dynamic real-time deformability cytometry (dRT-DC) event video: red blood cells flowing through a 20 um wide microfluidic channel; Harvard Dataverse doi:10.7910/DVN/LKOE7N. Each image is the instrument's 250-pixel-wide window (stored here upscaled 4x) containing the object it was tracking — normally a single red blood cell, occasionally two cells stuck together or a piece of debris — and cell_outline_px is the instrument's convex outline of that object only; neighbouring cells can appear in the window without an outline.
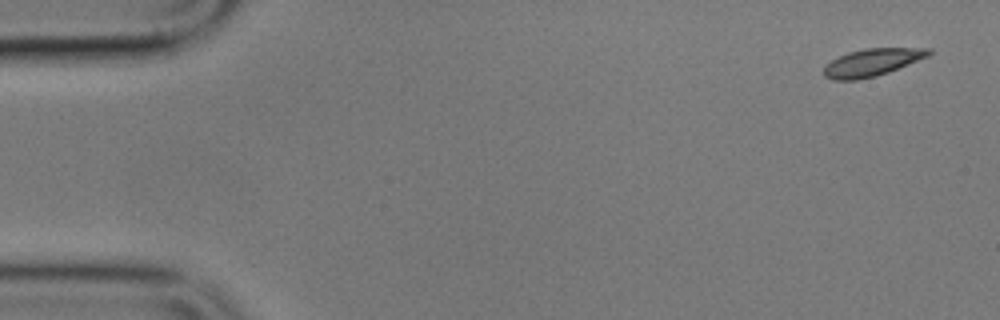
{"species": "common noctule bat (a hibernating species)", "species_latin": "Nyctalus noctula", "temperature_condition": "cold", "stored_images_in_passage": 5, "camera_frame_rate_fps": 3000, "um_per_image_px": 0.085, "animal": {"sex": "male", "body_mass_g": 17.9}, "frame": {"image": 1, "passage_image": 1, "time_ms": 0.0, "image_size_px": [1000, 320], "cell_outline_px": [[932, 52], [928, 56], [888, 72], [876, 76], [856, 80], [832, 80], [824, 76], [824, 68], [832, 60], [848, 52], [864, 48], [932, 48]], "centroid_in_image_um": [74.12, 5.3], "position_along_channel_um": 10.9, "area_um2": 16.59}}
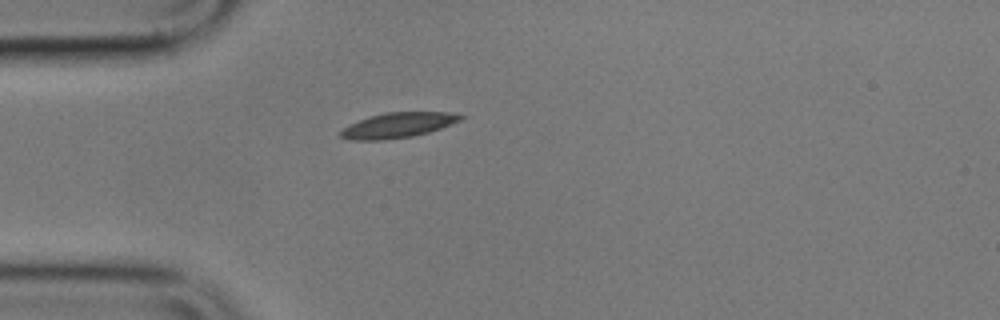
{"frame": {"image": 2, "passage_image": 5, "time_ms": 4.667, "image_size_px": [1000, 320], "cell_outline_px": [[464, 116], [460, 120], [452, 124], [428, 132], [412, 136], [384, 140], [348, 140], [340, 136], [340, 132], [344, 128], [360, 120], [384, 112], [452, 112]], "centroid_in_image_um": [33.84, 10.64], "position_along_channel_um": 51.2, "area_um2": 17.34}}